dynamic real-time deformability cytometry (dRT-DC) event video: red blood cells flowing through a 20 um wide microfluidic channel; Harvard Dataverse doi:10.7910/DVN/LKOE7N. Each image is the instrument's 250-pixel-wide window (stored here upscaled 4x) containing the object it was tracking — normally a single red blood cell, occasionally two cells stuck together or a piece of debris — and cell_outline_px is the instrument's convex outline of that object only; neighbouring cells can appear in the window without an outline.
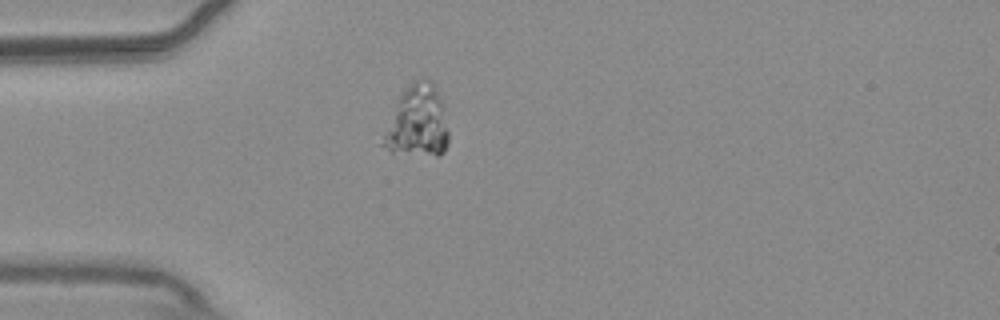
{"species": "common noctule bat (a hibernating species)", "species_latin": "Nyctalus noctula", "temperature_condition": "warm", "stored_images_in_passage": 31, "camera_frame_rate_fps": 3000, "um_per_image_px": 0.085, "animal": {"sex": "male", "body_mass_g": 20.4}, "frame": {"image": 1, "passage_image": 1, "time_ms": 0.0, "image_size_px": [1000, 320], "cell_outline_px": [[448, 144], [444, 152], [440, 156], [436, 156], [392, 152], [380, 144], [396, 100], [416, 80], [424, 76], [432, 80], [440, 96], [448, 132]], "centroid_in_image_um": [35.49, 10.36], "position_along_channel_um": 49.5, "area_um2": 27.22}}
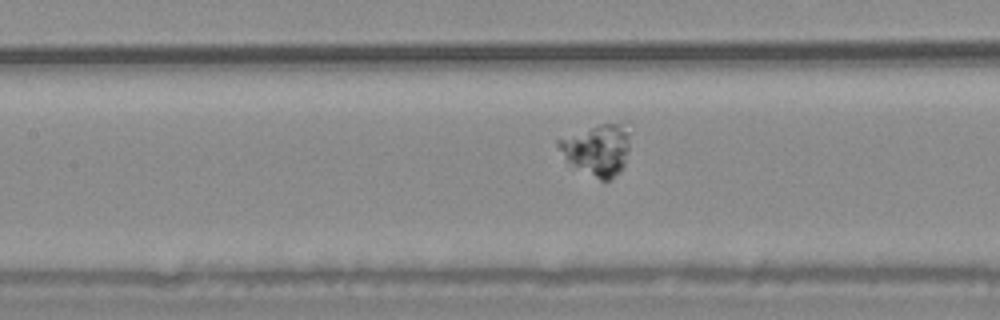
{"frame": {"image": 2, "passage_image": 11, "time_ms": 3.333, "image_size_px": [1000, 320], "cell_outline_px": [[632, 132], [628, 152], [624, 164], [620, 172], [608, 180], [600, 180], [568, 160], [564, 156], [556, 144], [556, 140], [600, 124], [628, 120]], "centroid_in_image_um": [50.9, 12.64], "position_along_channel_um": 156.5, "area_um2": 21.44}}
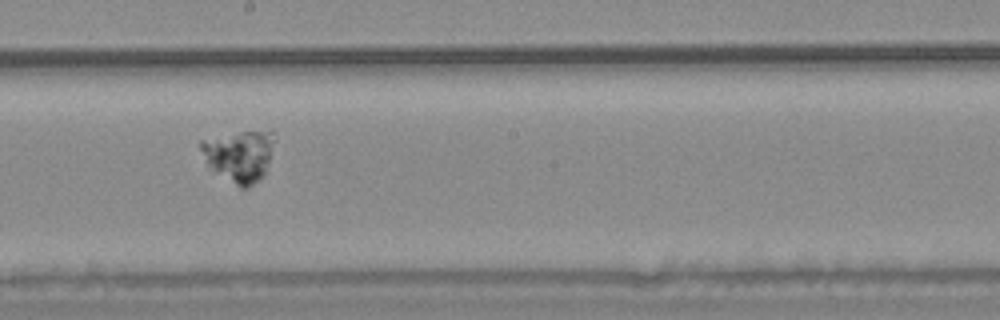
{"frame": {"image": 3, "passage_image": 17, "time_ms": 5.333, "image_size_px": [1000, 320], "cell_outline_px": [[276, 140], [264, 176], [248, 188], [240, 188], [208, 164], [200, 148], [200, 140], [240, 132], [272, 132], [276, 136]], "centroid_in_image_um": [20.4, 13.24], "position_along_channel_um": 227.8, "area_um2": 21.62}}